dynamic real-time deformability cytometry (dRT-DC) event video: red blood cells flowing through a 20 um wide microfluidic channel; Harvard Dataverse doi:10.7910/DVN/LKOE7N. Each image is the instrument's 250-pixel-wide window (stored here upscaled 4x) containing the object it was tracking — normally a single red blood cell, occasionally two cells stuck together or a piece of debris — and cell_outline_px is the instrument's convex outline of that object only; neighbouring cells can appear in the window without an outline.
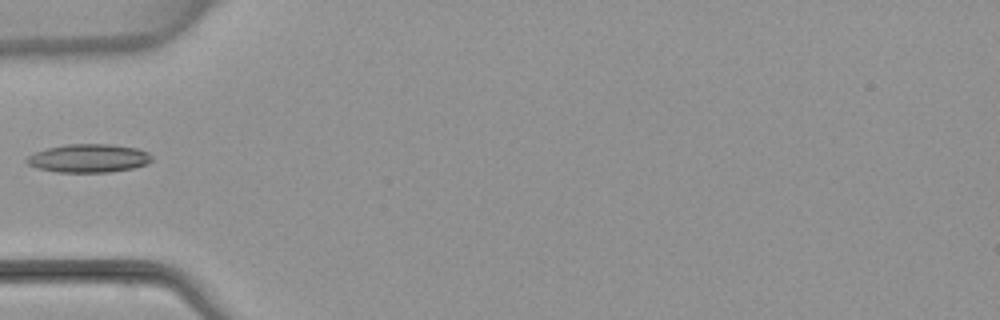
{"species": "common noctule bat (a hibernating species)", "species_latin": "Nyctalus noctula", "temperature_condition": "warm", "stored_images_in_passage": 5, "camera_frame_rate_fps": 3000, "um_per_image_px": 0.085, "animal": {"sex": "female", "body_mass_g": 22.7, "forearm_length_mm": 54.2}, "frame": {"image": 1, "passage_image": 5, "time_ms": 5.0, "image_size_px": [1000, 320], "cell_outline_px": [[152, 160], [148, 164], [132, 168], [108, 172], [56, 172], [36, 168], [28, 164], [24, 160], [28, 156], [36, 152], [48, 148], [68, 144], [112, 144], [136, 148], [148, 152], [152, 156]], "centroid_in_image_um": [7.54, 13.45], "position_along_channel_um": 77.5, "area_um2": 20.69}}